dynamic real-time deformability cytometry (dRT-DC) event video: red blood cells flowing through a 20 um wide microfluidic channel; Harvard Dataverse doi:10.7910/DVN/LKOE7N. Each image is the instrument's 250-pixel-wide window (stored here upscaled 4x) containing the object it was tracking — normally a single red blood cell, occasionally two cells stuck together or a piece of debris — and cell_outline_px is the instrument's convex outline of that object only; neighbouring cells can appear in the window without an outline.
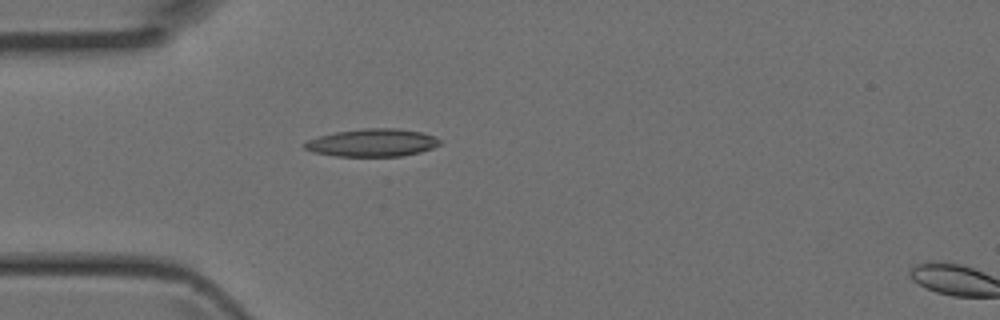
{"species": "Egyptian fruit bat (a non-hibernating species)", "species_latin": "Rousettus aegyptiacus", "temperature_condition": "room temperature", "stored_images_in_passage": 2, "camera_frame_rate_fps": 3000, "um_per_image_px": 0.085, "animal": {"sex": "female"}, "frame": {"image": 1, "passage_image": 1, "time_ms": 0.0, "image_size_px": [1000, 320], "cell_outline_px": [[440, 144], [432, 148], [420, 152], [400, 156], [336, 156], [312, 152], [304, 148], [304, 144], [308, 140], [320, 136], [336, 132], [364, 128], [396, 128], [420, 132], [436, 136], [440, 140]], "centroid_in_image_um": [31.66, 12.13], "position_along_channel_um": 53.3, "area_um2": 21.73}}